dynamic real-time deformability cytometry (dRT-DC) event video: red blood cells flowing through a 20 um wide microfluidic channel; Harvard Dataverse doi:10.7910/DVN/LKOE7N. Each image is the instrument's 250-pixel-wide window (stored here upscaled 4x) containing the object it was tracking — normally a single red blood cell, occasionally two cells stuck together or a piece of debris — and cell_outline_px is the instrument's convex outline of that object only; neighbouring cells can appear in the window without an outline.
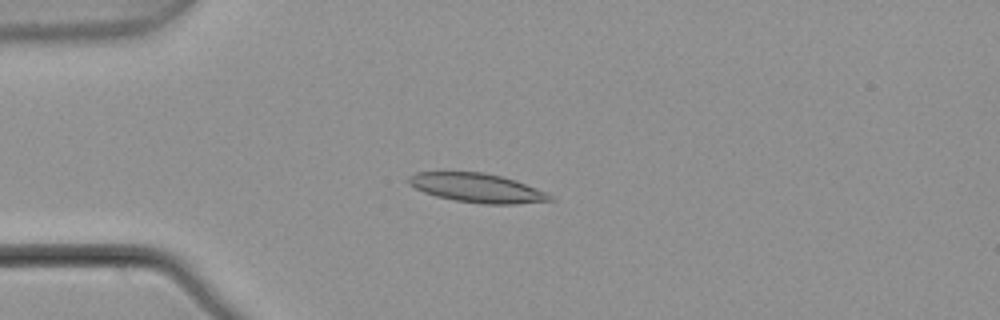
{"species": "common noctule bat (a hibernating species)", "species_latin": "Nyctalus noctula", "temperature_condition": "warm", "stored_images_in_passage": 5, "camera_frame_rate_fps": 3000, "um_per_image_px": 0.085, "animal": {"sex": "male", "body_mass_g": 21.5, "forearm_length_mm": 52.0}, "frame": {"image": 1, "passage_image": 4, "time_ms": 1.0, "image_size_px": [1000, 320], "cell_outline_px": [[556, 200], [516, 204], [484, 204], [456, 200], [436, 196], [424, 192], [408, 184], [408, 176], [416, 172], [484, 172], [516, 180], [548, 192]], "centroid_in_image_um": [40.59, 15.97], "position_along_channel_um": 44.4, "area_um2": 23.99}}